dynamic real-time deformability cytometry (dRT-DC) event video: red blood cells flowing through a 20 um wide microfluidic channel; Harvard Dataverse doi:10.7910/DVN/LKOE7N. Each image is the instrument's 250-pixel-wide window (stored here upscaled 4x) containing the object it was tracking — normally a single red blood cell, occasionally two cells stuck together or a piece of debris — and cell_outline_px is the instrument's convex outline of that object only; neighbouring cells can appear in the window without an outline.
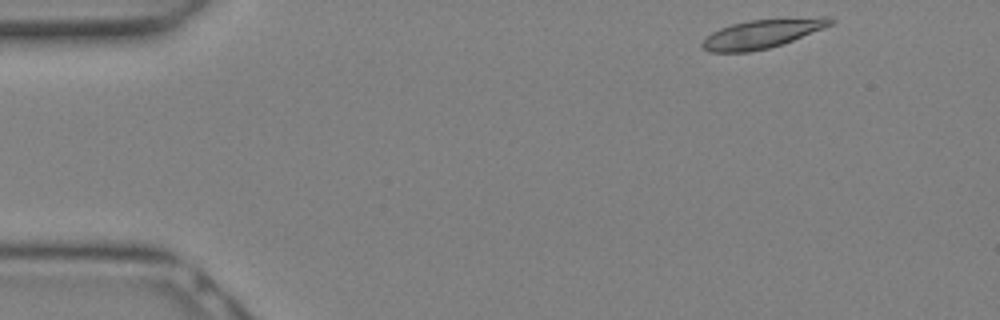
{"species": "Egyptian fruit bat (a non-hibernating species)", "species_latin": "Rousettus aegyptiacus", "temperature_condition": "warm", "stored_images_in_passage": 8, "camera_frame_rate_fps": 3000, "um_per_image_px": 0.085, "animal": {"sex": "female"}, "frame": {"image": 1, "passage_image": 1, "time_ms": 0.0, "image_size_px": [1000, 320], "cell_outline_px": [[836, 20], [832, 24], [824, 28], [784, 44], [768, 48], [748, 52], [708, 52], [700, 44], [712, 32], [720, 28], [732, 24], [748, 20], [820, 16], [828, 16]], "centroid_in_image_um": [64.84, 2.85], "position_along_channel_um": 20.2, "area_um2": 21.73}}
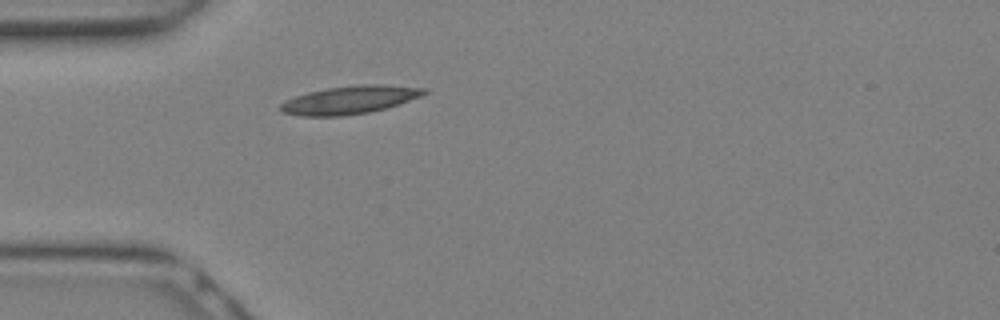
{"frame": {"image": 2, "passage_image": 6, "time_ms": 1.667, "image_size_px": [1000, 320], "cell_outline_px": [[428, 92], [420, 96], [372, 112], [340, 116], [300, 116], [284, 112], [280, 108], [280, 104], [284, 100], [308, 92], [328, 88], [364, 84], [376, 84], [428, 88]], "centroid_in_image_um": [29.71, 8.49], "position_along_channel_um": 55.3, "area_um2": 23.18}}